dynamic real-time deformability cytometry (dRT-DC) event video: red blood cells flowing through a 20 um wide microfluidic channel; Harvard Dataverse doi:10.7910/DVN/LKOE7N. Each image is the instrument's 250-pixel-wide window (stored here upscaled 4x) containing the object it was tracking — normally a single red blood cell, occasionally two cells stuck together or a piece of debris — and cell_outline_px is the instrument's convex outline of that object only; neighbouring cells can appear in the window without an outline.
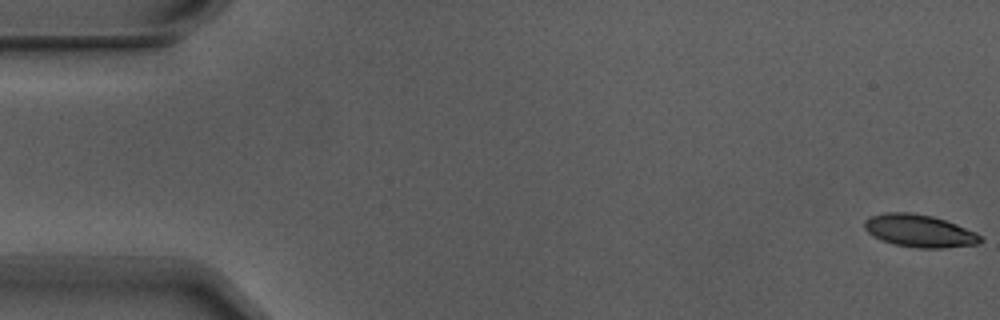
{"species": "Egyptian fruit bat (a non-hibernating species)", "species_latin": "Rousettus aegyptiacus", "temperature_condition": "warm", "stored_images_in_passage": 6, "camera_frame_rate_fps": 3000, "um_per_image_px": 0.085, "animal": {"sex": "male"}, "frame": {"image": 1, "passage_image": 1, "time_ms": 0.0, "image_size_px": [1000, 320], "cell_outline_px": [[984, 240], [976, 244], [944, 248], [920, 248], [892, 244], [872, 236], [864, 228], [864, 220], [868, 216], [884, 212], [912, 212], [932, 216], [956, 224], [976, 232]], "centroid_in_image_um": [78.11, 19.61], "position_along_channel_um": 6.9, "area_um2": 22.14}}
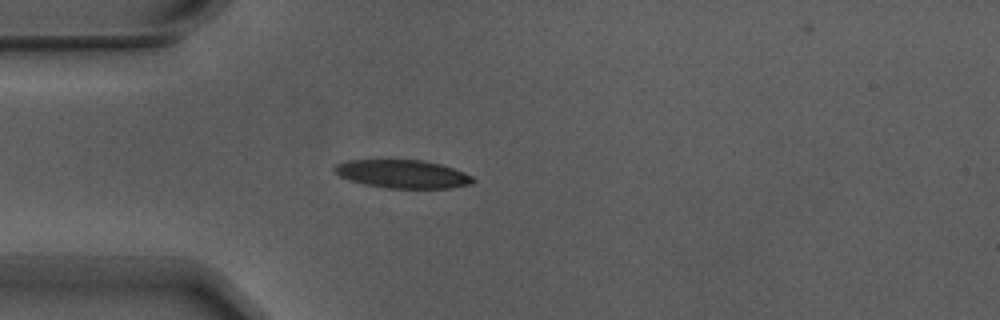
{"frame": {"image": 2, "passage_image": 5, "time_ms": 1.333, "image_size_px": [1000, 320], "cell_outline_px": [[476, 180], [472, 184], [452, 188], [384, 188], [364, 184], [340, 176], [332, 168], [336, 164], [348, 160], [424, 160], [440, 164], [464, 172], [472, 176]], "centroid_in_image_um": [34.25, 14.79], "position_along_channel_um": 50.7, "area_um2": 22.77}}